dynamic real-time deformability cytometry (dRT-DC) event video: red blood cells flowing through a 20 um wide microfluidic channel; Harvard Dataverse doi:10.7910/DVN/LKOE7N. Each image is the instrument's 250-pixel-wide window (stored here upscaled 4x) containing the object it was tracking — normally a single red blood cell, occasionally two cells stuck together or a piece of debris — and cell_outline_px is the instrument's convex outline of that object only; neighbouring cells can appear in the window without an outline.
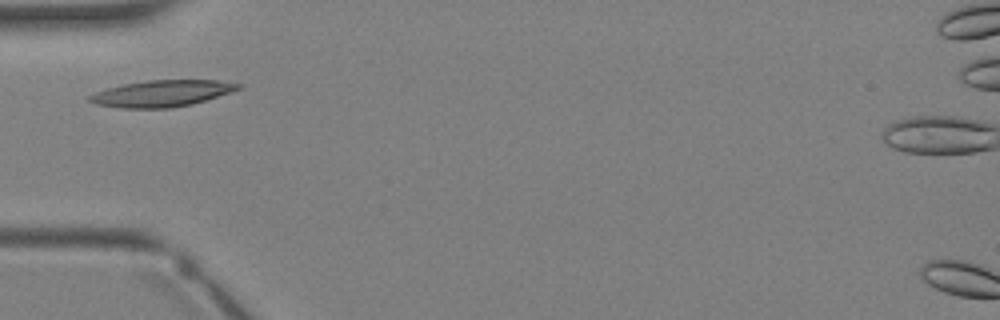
{"species": "Egyptian fruit bat (a non-hibernating species)", "species_latin": "Rousettus aegyptiacus", "temperature_condition": "warm", "stored_images_in_passage": 2, "camera_frame_rate_fps": 3000, "um_per_image_px": 0.085, "animal": {"sex": "female"}, "frame": {"image": 1, "passage_image": 2, "time_ms": 1.0, "image_size_px": [1000, 320], "cell_outline_px": [[244, 88], [232, 92], [192, 104], [168, 108], [120, 108], [96, 104], [88, 100], [88, 96], [96, 92], [108, 88], [124, 84], [148, 80], [216, 80], [244, 84]], "centroid_in_image_um": [13.81, 7.94], "position_along_channel_um": 71.2, "area_um2": 22.95}}